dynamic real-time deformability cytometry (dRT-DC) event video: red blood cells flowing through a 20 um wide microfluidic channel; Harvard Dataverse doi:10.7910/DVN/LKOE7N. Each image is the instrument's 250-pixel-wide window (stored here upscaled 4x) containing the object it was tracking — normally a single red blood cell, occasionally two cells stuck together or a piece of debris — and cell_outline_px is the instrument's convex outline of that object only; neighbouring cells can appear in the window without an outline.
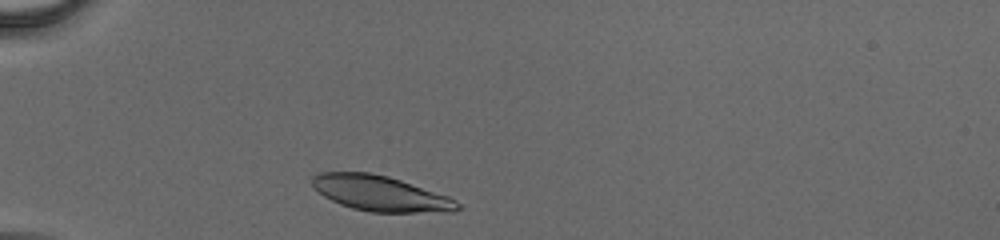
{"species": "human", "species_latin": "Homo sapiens", "temperature_condition": "cold", "stored_images_in_passage": 28, "camera_frame_rate_fps": 3000, "um_per_image_px": 0.085, "donor": {"sex": "male"}, "frame": {"image": 1, "passage_image": 1, "time_ms": 0.0, "image_size_px": [1000, 240], "cell_outline_px": [[448, 208], [404, 212], [380, 212], [360, 208], [344, 204], [328, 196], [324, 192], [320, 176], [332, 172], [360, 172], [384, 176], [408, 184], [440, 196]], "centroid_in_image_um": [32.16, 16.41], "position_along_channel_um": 52.8, "area_um2": 24.85}}
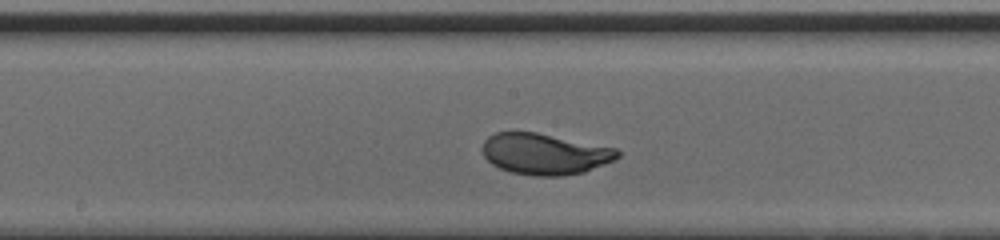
{"frame": {"image": 2, "passage_image": 15, "time_ms": 4.667, "image_size_px": [1000, 240], "cell_outline_px": [[616, 156], [608, 160], [588, 168], [576, 172], [520, 172], [504, 168], [496, 164], [488, 156], [488, 140], [504, 132], [528, 132], [604, 148], [616, 152]], "centroid_in_image_um": [46.23, 13.04], "position_along_channel_um": 202.0, "area_um2": 27.17}}
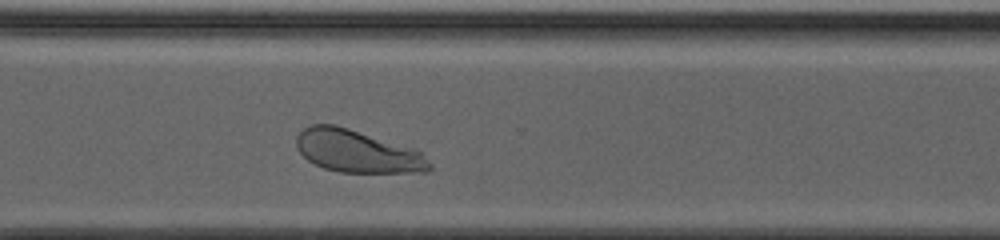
{"frame": {"image": 3, "passage_image": 26, "time_ms": 8.333, "image_size_px": [1000, 240], "cell_outline_px": [[416, 168], [388, 172], [348, 172], [328, 168], [312, 160], [304, 152], [308, 128], [320, 124], [324, 124], [344, 128], [364, 136], [400, 152]], "centroid_in_image_um": [29.89, 12.87], "position_along_channel_um": 340.7, "area_um2": 24.85}}